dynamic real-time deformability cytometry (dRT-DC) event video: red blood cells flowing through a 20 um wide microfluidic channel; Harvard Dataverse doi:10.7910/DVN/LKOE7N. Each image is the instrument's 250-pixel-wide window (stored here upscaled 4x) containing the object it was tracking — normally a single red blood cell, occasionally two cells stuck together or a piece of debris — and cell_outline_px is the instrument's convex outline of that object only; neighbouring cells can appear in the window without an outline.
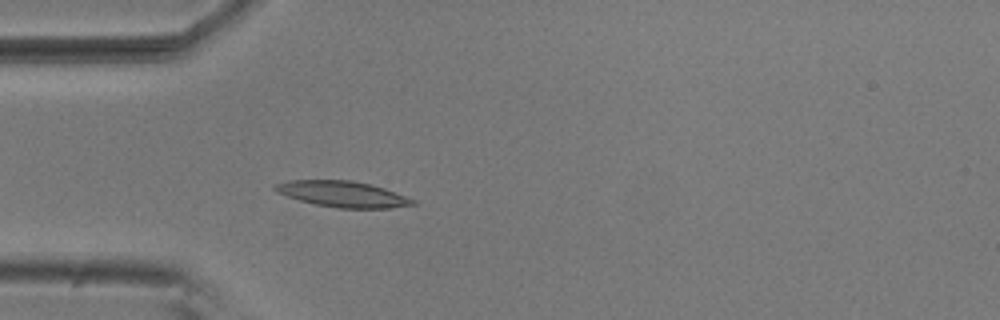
{"species": "common noctule bat (a hibernating species)", "species_latin": "Nyctalus noctula", "temperature_condition": "room temperature", "stored_images_in_passage": 4, "camera_frame_rate_fps": 3000, "um_per_image_px": 0.085, "animal": {"sex": "male", "body_mass_g": 20.5, "forearm_length_mm": 52.5}, "frame": {"image": 1, "passage_image": 4, "time_ms": 1.0, "image_size_px": [1000, 320], "cell_outline_px": [[416, 204], [392, 208], [336, 208], [316, 204], [300, 200], [276, 192], [272, 188], [272, 184], [288, 180], [352, 180], [372, 184], [384, 188], [416, 200]], "centroid_in_image_um": [29.11, 16.49], "position_along_channel_um": 55.9, "area_um2": 20.92}}